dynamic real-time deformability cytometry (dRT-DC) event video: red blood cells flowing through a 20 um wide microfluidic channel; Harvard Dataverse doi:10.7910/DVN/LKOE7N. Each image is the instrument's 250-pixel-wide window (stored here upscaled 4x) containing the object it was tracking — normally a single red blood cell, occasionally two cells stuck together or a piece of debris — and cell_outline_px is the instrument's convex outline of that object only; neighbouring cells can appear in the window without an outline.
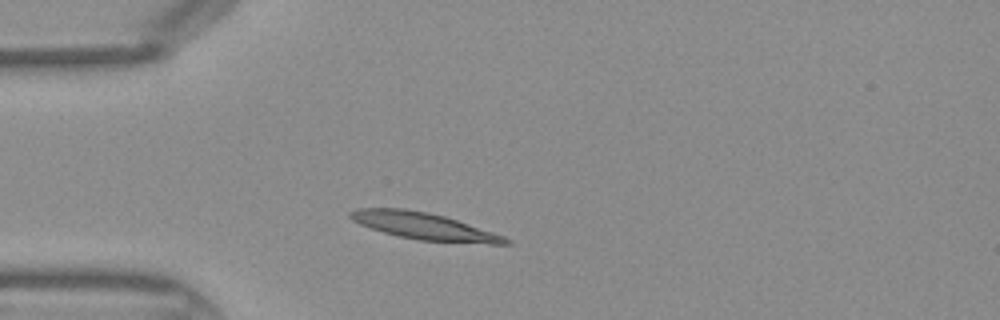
{"species": "Egyptian fruit bat (a non-hibernating species)", "species_latin": "Rousettus aegyptiacus", "temperature_condition": "warm", "stored_images_in_passage": 30, "camera_frame_rate_fps": 3000, "um_per_image_px": 0.085, "frame": {"image": 1, "passage_image": 1, "time_ms": 0.0, "image_size_px": [1000, 320], "cell_outline_px": [[512, 244], [488, 244], [420, 240], [396, 236], [360, 224], [352, 220], [348, 216], [348, 212], [356, 208], [404, 208], [428, 212], [444, 216], [504, 236], [512, 240]], "centroid_in_image_um": [36.03, 19.22], "position_along_channel_um": 49.0, "area_um2": 24.28}}
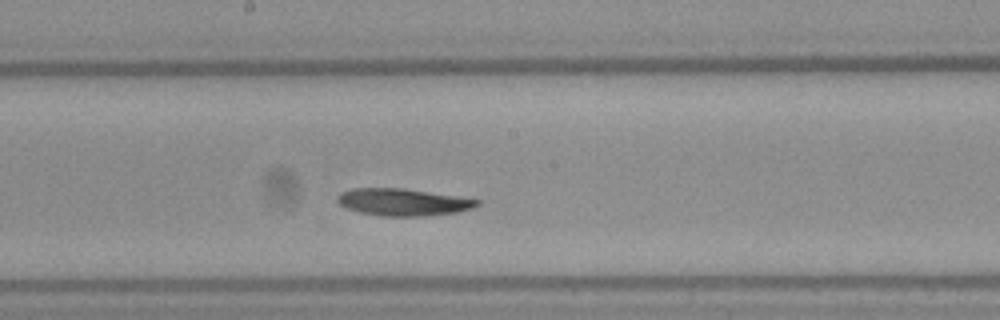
{"frame": {"image": 2, "passage_image": 13, "time_ms": 4.0, "image_size_px": [1000, 320], "cell_outline_px": [[480, 204], [472, 208], [456, 212], [420, 216], [384, 216], [360, 212], [348, 208], [340, 204], [336, 200], [336, 196], [340, 192], [356, 188], [404, 188], [480, 200]], "centroid_in_image_um": [34.22, 17.17], "position_along_channel_um": 214.0, "area_um2": 21.79}}
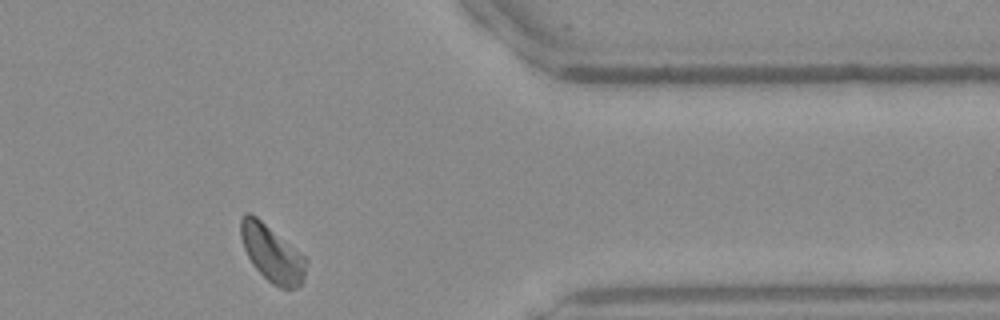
{"frame": {"image": 3, "passage_image": 26, "time_ms": 8.333, "image_size_px": [1000, 320], "cell_outline_px": [[308, 260], [304, 276], [300, 284], [296, 288], [280, 288], [272, 284], [252, 264], [244, 248], [240, 236], [240, 220], [244, 212], [248, 212], [256, 216], [304, 256]], "centroid_in_image_um": [23.1, 21.54], "position_along_channel_um": 388.3, "area_um2": 21.27}}